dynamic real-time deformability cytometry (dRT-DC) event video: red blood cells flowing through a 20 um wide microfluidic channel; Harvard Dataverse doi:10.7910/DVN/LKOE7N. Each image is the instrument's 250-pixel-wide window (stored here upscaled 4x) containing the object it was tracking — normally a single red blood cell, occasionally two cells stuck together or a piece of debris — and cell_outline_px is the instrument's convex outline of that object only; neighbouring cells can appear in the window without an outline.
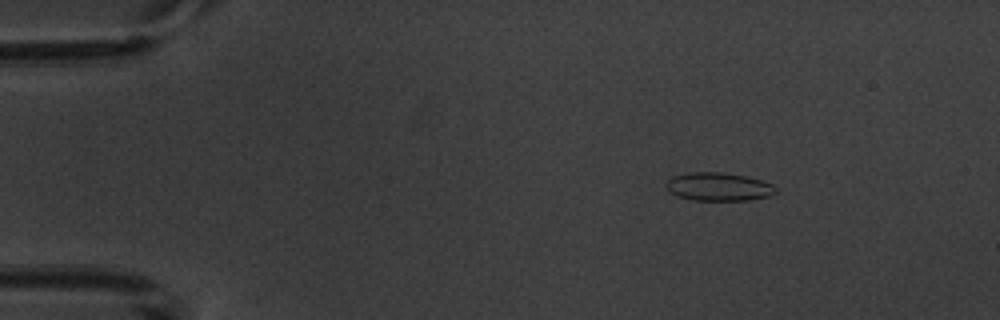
{"species": "common noctule bat (a hibernating species)", "species_latin": "Nyctalus noctula", "temperature_condition": "warm", "stored_images_in_passage": 5, "camera_frame_rate_fps": 3000, "um_per_image_px": 0.085, "animal": {"sex": "male", "body_mass_g": 20.1, "forearm_length_mm": 53.5}, "frame": {"image": 1, "passage_image": 2, "time_ms": 2.0, "image_size_px": [1000, 320], "cell_outline_px": [[776, 192], [768, 196], [748, 200], [692, 200], [676, 196], [664, 184], [672, 176], [688, 172], [720, 172], [748, 176], [772, 184], [776, 188]], "centroid_in_image_um": [61.06, 15.86], "position_along_channel_um": 23.9, "area_um2": 18.03}}